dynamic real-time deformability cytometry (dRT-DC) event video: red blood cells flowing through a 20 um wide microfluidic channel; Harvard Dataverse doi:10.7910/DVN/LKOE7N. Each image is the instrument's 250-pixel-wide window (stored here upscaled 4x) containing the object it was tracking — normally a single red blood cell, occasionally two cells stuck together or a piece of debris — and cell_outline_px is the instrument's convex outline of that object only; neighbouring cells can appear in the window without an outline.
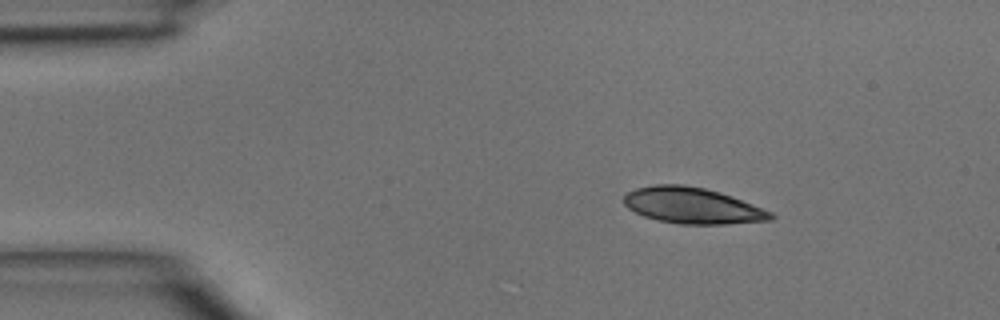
{"species": "common noctule bat (a hibernating species)", "species_latin": "Nyctalus noctula", "temperature_condition": "room temperature", "stored_images_in_passage": 3, "camera_frame_rate_fps": 3000, "um_per_image_px": 0.085, "animal": {"sex": "male", "body_mass_g": 15.6}, "frame": {"image": 1, "passage_image": 1, "time_ms": 0.0, "image_size_px": [1000, 320], "cell_outline_px": [[776, 216], [772, 220], [728, 224], [680, 224], [660, 220], [644, 216], [628, 208], [624, 204], [624, 196], [628, 192], [636, 188], [652, 184], [684, 184], [704, 188], [720, 192], [732, 196], [772, 212]], "centroid_in_image_um": [58.87, 17.47], "position_along_channel_um": 26.1, "area_um2": 30.87}}